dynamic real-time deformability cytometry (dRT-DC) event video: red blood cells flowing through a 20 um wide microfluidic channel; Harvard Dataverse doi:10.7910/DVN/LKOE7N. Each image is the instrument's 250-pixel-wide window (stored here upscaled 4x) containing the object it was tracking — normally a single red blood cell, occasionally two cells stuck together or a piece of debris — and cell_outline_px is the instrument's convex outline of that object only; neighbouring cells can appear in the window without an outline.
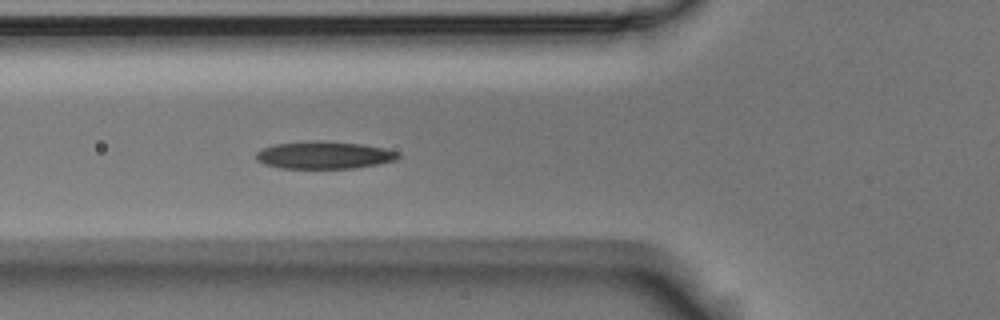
{"species": "Egyptian fruit bat (a non-hibernating species)", "species_latin": "Rousettus aegyptiacus", "temperature_condition": "room temperature", "stored_images_in_passage": 5, "camera_frame_rate_fps": 3000, "um_per_image_px": 0.085, "animal": {"sex": "male"}, "frame": {"image": 1, "passage_image": 5, "time_ms": 1.333, "image_size_px": [1000, 320], "cell_outline_px": [[400, 156], [396, 160], [356, 168], [280, 168], [264, 164], [256, 160], [256, 152], [260, 148], [276, 144], [312, 140], [320, 140], [360, 144], [384, 148], [400, 152]], "centroid_in_image_um": [27.52, 13.18], "position_along_channel_um": 98.3, "area_um2": 22.83}}